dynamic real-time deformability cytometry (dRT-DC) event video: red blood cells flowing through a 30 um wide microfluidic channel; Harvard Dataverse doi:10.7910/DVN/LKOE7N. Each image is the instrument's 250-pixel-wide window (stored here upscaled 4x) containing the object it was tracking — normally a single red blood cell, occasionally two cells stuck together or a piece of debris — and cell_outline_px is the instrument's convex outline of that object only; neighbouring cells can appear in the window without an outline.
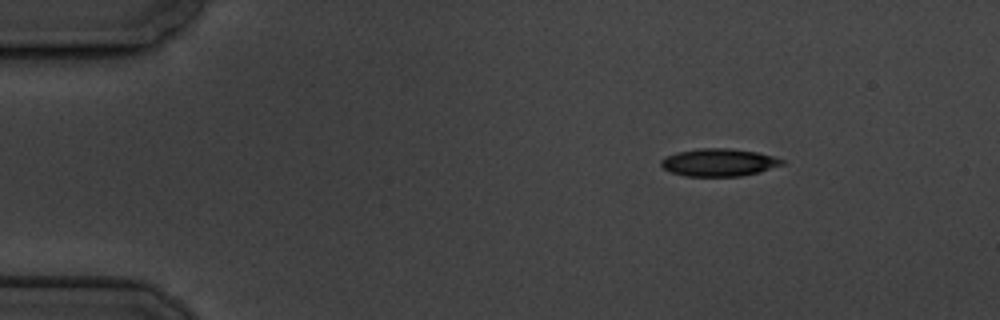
{"species": "common noctule bat (a hibernating species)", "species_latin": "Nyctalus noctula", "temperature_condition": "cold", "stored_images_in_passage": 4, "camera_frame_rate_fps": 3000, "um_per_image_px": 0.085, "animal": {"sex": "male", "body_mass_g": 19.5, "forearm_length_mm": 54.6}, "frame": {"image": 1, "passage_image": 1, "time_ms": 0.0, "image_size_px": [1000, 320], "cell_outline_px": [[784, 164], [760, 172], [740, 176], [684, 176], [672, 172], [664, 168], [660, 164], [660, 160], [676, 152], [700, 148], [728, 148], [756, 152], [772, 156], [784, 160]], "centroid_in_image_um": [61.1, 13.81], "position_along_channel_um": 23.9, "area_um2": 19.36}}